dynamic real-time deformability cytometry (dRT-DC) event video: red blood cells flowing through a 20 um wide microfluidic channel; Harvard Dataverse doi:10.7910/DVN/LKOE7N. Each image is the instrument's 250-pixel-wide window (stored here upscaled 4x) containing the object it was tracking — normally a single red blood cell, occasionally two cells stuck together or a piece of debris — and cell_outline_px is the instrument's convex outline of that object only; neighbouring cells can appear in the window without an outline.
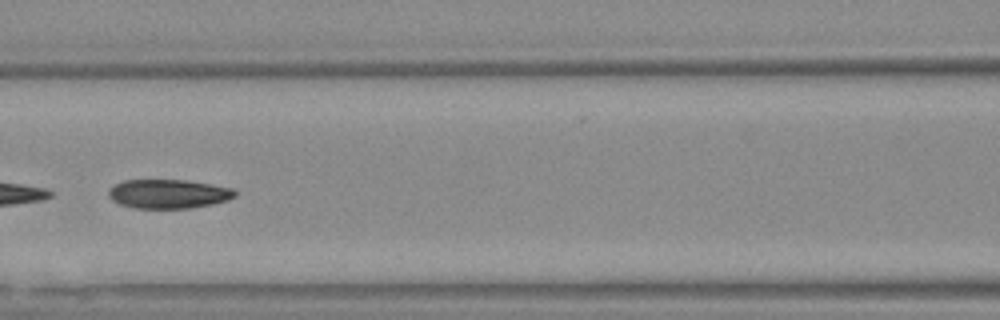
{"species": "Egyptian fruit bat (a non-hibernating species)", "species_latin": "Rousettus aegyptiacus", "temperature_condition": "warm", "stored_images_in_passage": 25, "camera_frame_rate_fps": 3000, "um_per_image_px": 0.085, "animal": {"sex": "female"}, "frame": {"image": 1, "passage_image": 11, "time_ms": 3.333, "image_size_px": [1000, 320], "cell_outline_px": [[236, 196], [228, 200], [212, 204], [188, 208], [132, 208], [120, 204], [112, 200], [108, 196], [108, 188], [124, 180], [184, 180], [232, 188], [236, 192]], "centroid_in_image_um": [14.28, 16.48], "position_along_channel_um": 152.3, "area_um2": 21.33}}